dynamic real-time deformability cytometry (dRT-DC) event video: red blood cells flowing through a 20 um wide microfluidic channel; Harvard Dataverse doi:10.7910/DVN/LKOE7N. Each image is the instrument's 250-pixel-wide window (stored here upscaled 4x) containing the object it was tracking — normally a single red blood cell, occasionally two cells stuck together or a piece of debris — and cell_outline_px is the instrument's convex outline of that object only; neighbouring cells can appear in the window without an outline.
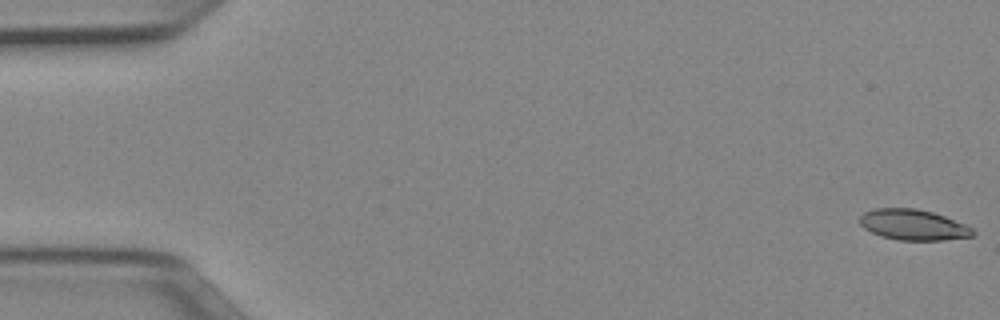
{"species": "Egyptian fruit bat (a non-hibernating species)", "species_latin": "Rousettus aegyptiacus", "temperature_condition": "cold", "stored_images_in_passage": 51, "camera_frame_rate_fps": 3000, "um_per_image_px": 0.085, "animal": {"sex": "female"}, "frame": {"image": 1, "passage_image": 1, "time_ms": 0.0, "image_size_px": [1000, 320], "cell_outline_px": [[976, 236], [944, 240], [896, 240], [880, 236], [864, 228], [860, 224], [860, 216], [864, 212], [876, 208], [916, 208], [932, 212], [944, 216], [964, 224], [972, 228], [976, 232]], "centroid_in_image_um": [77.63, 19.11], "position_along_channel_um": 7.4, "area_um2": 20.29}}
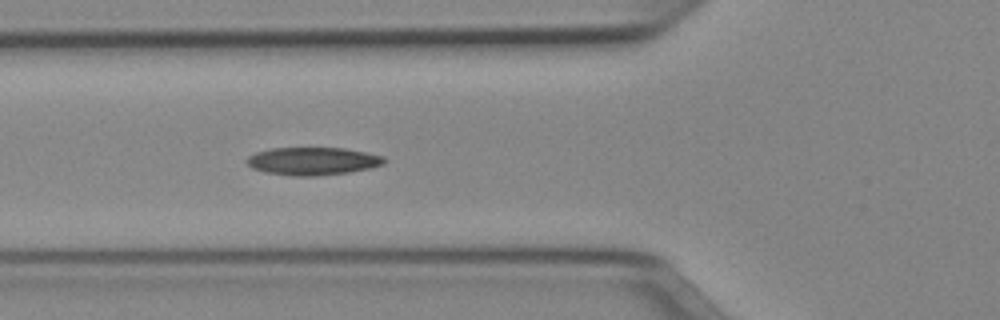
{"frame": {"image": 2, "passage_image": 19, "time_ms": 6.0, "image_size_px": [1000, 320], "cell_outline_px": [[384, 164], [372, 168], [348, 172], [316, 176], [292, 176], [264, 172], [252, 168], [244, 160], [248, 156], [256, 152], [272, 148], [344, 148], [384, 156]], "centroid_in_image_um": [26.55, 13.7], "position_along_channel_um": 99.2, "area_um2": 22.31}}
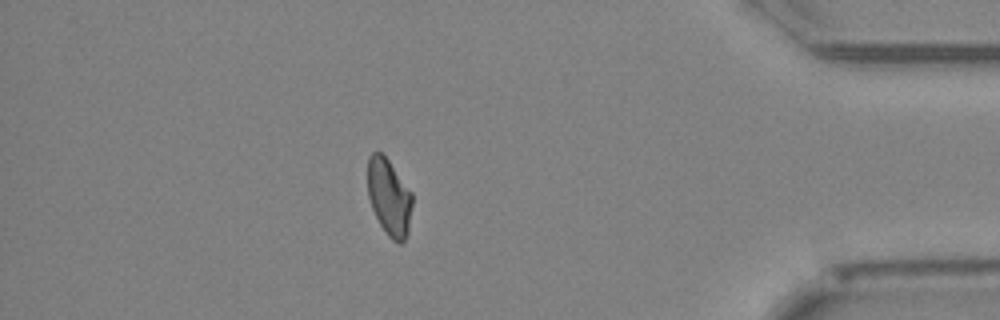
{"frame": {"image": 3, "passage_image": 45, "time_ms": 14.667, "image_size_px": [1000, 320], "cell_outline_px": [[412, 204], [408, 232], [404, 240], [400, 244], [396, 244], [388, 236], [380, 224], [372, 208], [368, 196], [368, 156], [372, 152], [380, 152], [388, 160], [412, 192]], "centroid_in_image_um": [33.08, 16.78], "position_along_channel_um": 402.1, "area_um2": 19.88}, "authors_computed_cell_mechanics": {"area_um2": 21.3282, "velocity_mm_per_s": 3.9661, "shape_relaxation_time_tau1_ms": 6.0234, "shape_relaxation_time_tau2_ms": 4.6725, "deformation_change_tau1": 0.1556, "deformation_change_tau2": 0.0979}}